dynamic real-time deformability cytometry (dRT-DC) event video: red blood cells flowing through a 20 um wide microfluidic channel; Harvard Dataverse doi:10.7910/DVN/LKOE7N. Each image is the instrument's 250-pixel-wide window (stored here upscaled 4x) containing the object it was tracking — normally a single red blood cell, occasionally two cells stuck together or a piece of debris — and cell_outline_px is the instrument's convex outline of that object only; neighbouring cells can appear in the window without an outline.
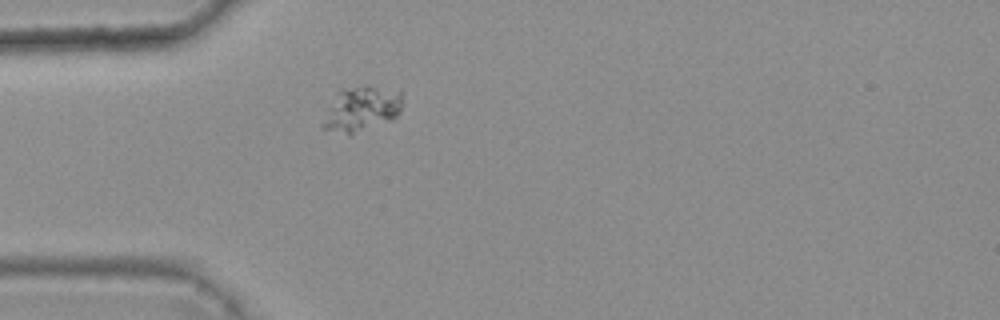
{"species": "common noctule bat (a hibernating species)", "species_latin": "Nyctalus noctula", "temperature_condition": "warm", "stored_images_in_passage": 1, "camera_frame_rate_fps": 3000, "um_per_image_px": 0.085, "animal": {"sex": "female", "body_mass_g": 25.1}, "frame": {"image": 1, "passage_image": 1, "time_ms": 0.0, "image_size_px": [1000, 320], "cell_outline_px": [[400, 112], [392, 120], [348, 136], [324, 128], [320, 124], [336, 92], [340, 88], [368, 84], [400, 92]], "centroid_in_image_um": [30.68, 9.25], "position_along_channel_um": 54.3, "area_um2": 21.1}}